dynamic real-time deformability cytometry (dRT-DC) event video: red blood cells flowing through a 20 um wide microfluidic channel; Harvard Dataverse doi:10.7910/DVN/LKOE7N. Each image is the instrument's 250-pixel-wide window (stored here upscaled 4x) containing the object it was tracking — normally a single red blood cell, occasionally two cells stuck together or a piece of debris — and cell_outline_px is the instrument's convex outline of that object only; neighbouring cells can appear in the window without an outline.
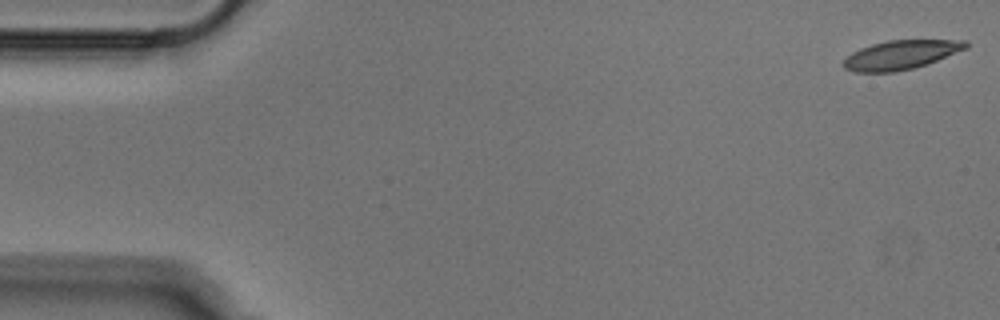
{"species": "Egyptian fruit bat (a non-hibernating species)", "species_latin": "Rousettus aegyptiacus", "temperature_condition": "cold", "stored_images_in_passage": 52, "camera_frame_rate_fps": 3000, "um_per_image_px": 0.085, "animal": {"sex": "male"}, "frame": {"image": 1, "passage_image": 1, "time_ms": 0.0, "image_size_px": [1000, 320], "cell_outline_px": [[968, 48], [936, 60], [912, 68], [896, 72], [852, 72], [844, 68], [840, 64], [852, 52], [860, 48], [872, 44], [888, 40], [968, 40]], "centroid_in_image_um": [76.53, 4.66], "position_along_channel_um": 8.5, "area_um2": 20.63}}
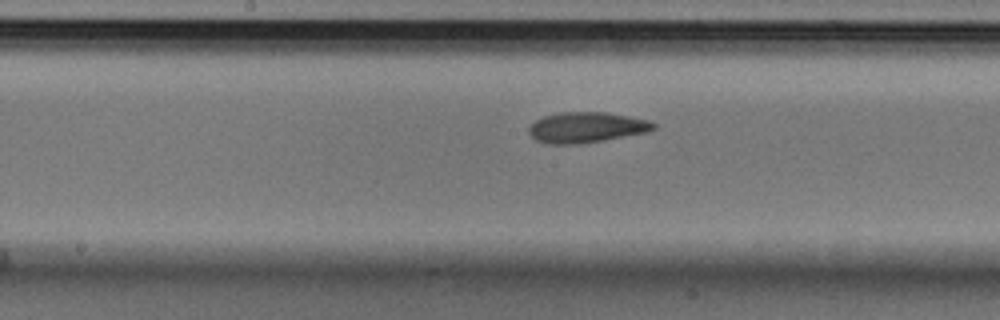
{"frame": {"image": 2, "passage_image": 26, "time_ms": 8.333, "image_size_px": [1000, 320], "cell_outline_px": [[656, 128], [648, 132], [604, 140], [580, 144], [544, 144], [536, 140], [528, 132], [528, 128], [536, 120], [544, 116], [560, 112], [604, 112], [628, 116], [648, 120], [656, 124]], "centroid_in_image_um": [49.83, 10.83], "position_along_channel_um": 198.4, "area_um2": 22.25}}
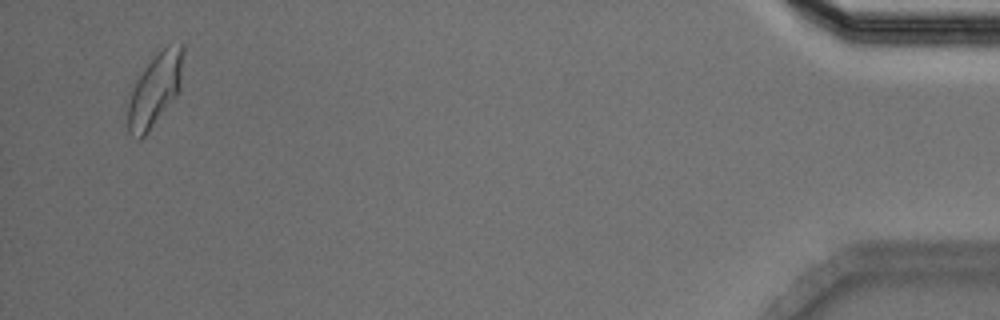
{"frame": {"image": 3, "passage_image": 50, "time_ms": 16.333, "image_size_px": [1000, 320], "cell_outline_px": [[184, 52], [180, 88], [148, 132], [140, 140], [136, 140], [128, 132], [124, 100], [136, 80], [144, 68], [168, 44], [184, 44]], "centroid_in_image_um": [13.09, 7.67], "position_along_channel_um": 422.1, "area_um2": 23.7}}